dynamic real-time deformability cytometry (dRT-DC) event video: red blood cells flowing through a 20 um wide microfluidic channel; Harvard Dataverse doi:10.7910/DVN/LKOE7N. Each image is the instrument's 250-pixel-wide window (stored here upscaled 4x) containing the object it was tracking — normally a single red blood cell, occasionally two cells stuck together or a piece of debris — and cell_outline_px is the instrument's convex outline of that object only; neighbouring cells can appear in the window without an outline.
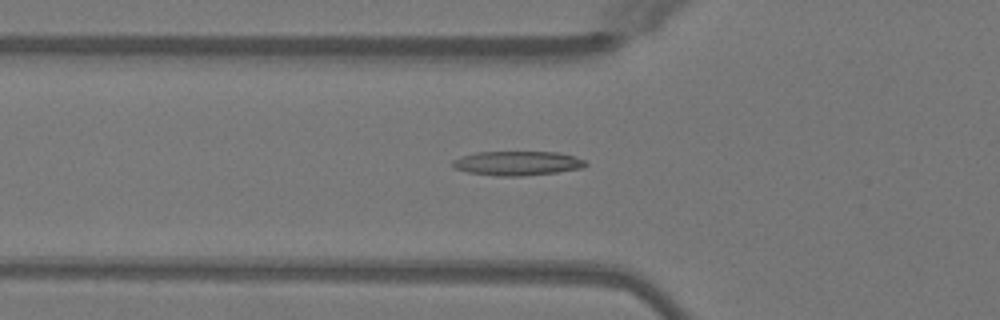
{"species": "Egyptian fruit bat (a non-hibernating species)", "species_latin": "Rousettus aegyptiacus", "temperature_condition": "warm", "stored_images_in_passage": 49, "camera_frame_rate_fps": 3000, "um_per_image_px": 0.085, "animal": {"sex": "female"}, "frame": {"image": 1, "passage_image": 17, "time_ms": 5.333, "image_size_px": [1000, 320], "cell_outline_px": [[588, 164], [584, 168], [556, 172], [520, 176], [496, 176], [468, 172], [452, 168], [452, 160], [460, 156], [476, 152], [560, 152], [584, 160]], "centroid_in_image_um": [43.94, 13.87], "position_along_channel_um": 81.9, "area_um2": 18.9}}
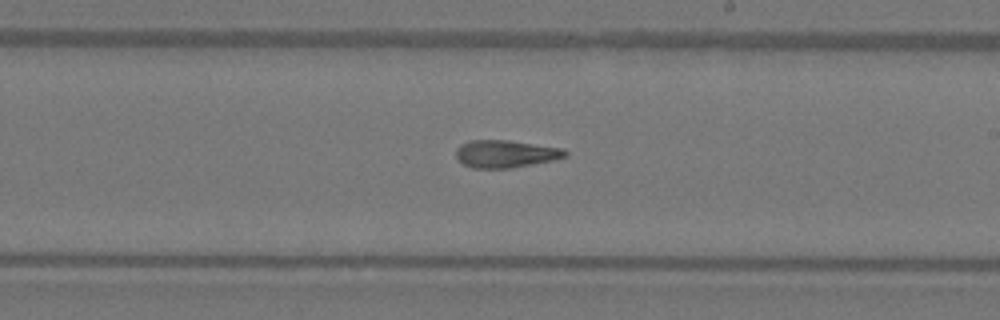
{"frame": {"image": 2, "passage_image": 29, "time_ms": 9.333, "image_size_px": [1000, 320], "cell_outline_px": [[568, 156], [552, 160], [512, 168], [472, 168], [464, 164], [456, 156], [456, 148], [460, 144], [472, 140], [508, 140], [564, 148], [568, 152]], "centroid_in_image_um": [42.99, 13.07], "position_along_channel_um": 246.0, "area_um2": 17.51}}
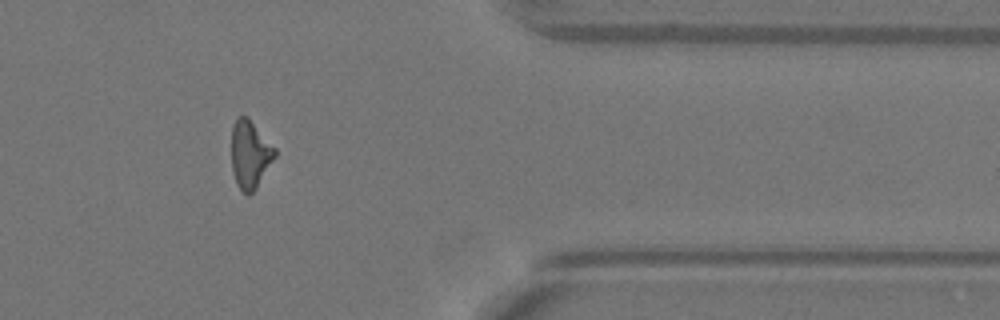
{"frame": {"image": 3, "passage_image": 41, "time_ms": 13.333, "image_size_px": [1000, 320], "cell_outline_px": [[276, 156], [256, 188], [248, 196], [236, 184], [232, 172], [232, 128], [236, 120], [240, 116], [248, 116], [276, 148]], "centroid_in_image_um": [21.26, 13.12], "position_along_channel_um": 390.1, "area_um2": 17.17}, "authors_computed_cell_mechanics": {"area_um2": 17.6868, "velocity_mm_per_s": 4.0787, "shape_relaxation_time_tau1_ms": null, "shape_relaxation_time_tau2_ms": 4.2329, "deformation_change_tau1": null, "deformation_change_tau2": 0.1427}}